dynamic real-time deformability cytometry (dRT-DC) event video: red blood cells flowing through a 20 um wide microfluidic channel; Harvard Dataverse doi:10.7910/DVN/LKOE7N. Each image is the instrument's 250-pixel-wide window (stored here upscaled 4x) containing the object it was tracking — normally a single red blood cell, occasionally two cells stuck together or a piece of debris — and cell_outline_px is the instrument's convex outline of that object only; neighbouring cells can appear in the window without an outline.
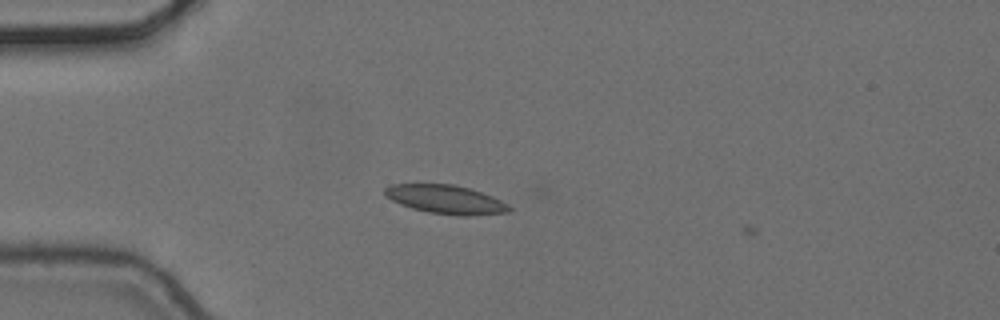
{"species": "common noctule bat (a hibernating species)", "species_latin": "Nyctalus noctula", "temperature_condition": "cold", "stored_images_in_passage": 5, "camera_frame_rate_fps": 3000, "um_per_image_px": 0.085, "animal": {"sex": "female", "body_mass_g": 24.6, "forearm_length_mm": 56.2}, "frame": {"image": 1, "passage_image": 3, "time_ms": 0.667, "image_size_px": [1000, 320], "cell_outline_px": [[512, 208], [508, 212], [468, 216], [460, 216], [428, 212], [412, 208], [400, 204], [384, 196], [384, 188], [392, 184], [452, 184], [468, 188], [492, 196], [508, 204]], "centroid_in_image_um": [37.87, 16.95], "position_along_channel_um": 47.1, "area_um2": 20.75}}
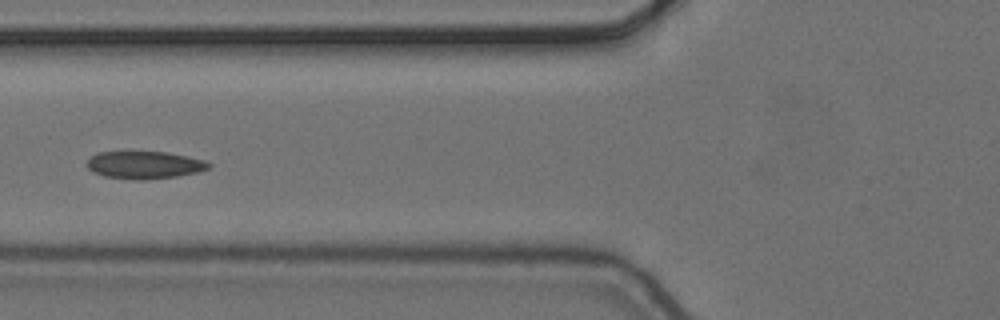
{"frame": {"image": 2, "passage_image": 5, "time_ms": 1.333, "image_size_px": [1000, 320], "cell_outline_px": [[212, 164], [208, 168], [196, 172], [176, 176], [148, 180], [104, 176], [92, 172], [88, 168], [88, 160], [96, 152], [132, 148], [168, 152], [188, 156], [204, 160]], "centroid_in_image_um": [12.23, 13.95], "position_along_channel_um": 113.6, "area_um2": 20.35}}